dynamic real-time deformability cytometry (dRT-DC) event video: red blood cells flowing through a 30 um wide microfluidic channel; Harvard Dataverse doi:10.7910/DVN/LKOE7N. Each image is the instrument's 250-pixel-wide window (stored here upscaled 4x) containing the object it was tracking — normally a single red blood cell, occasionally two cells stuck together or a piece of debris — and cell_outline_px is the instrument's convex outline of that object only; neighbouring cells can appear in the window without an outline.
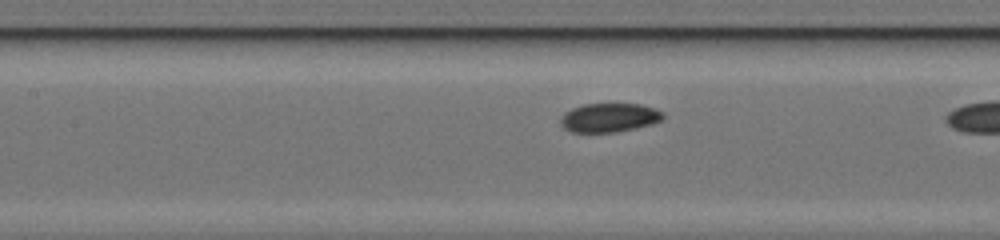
{"species": "common noctule bat (a hibernating species)", "species_latin": "Nyctalus noctula", "temperature_condition": "cold", "stored_images_in_passage": 14, "camera_frame_rate_fps": 3000, "um_per_image_px": 0.085, "animal": {"sex": "female", "body_mass_g": 17.0, "forearm_length_mm": 48.0}, "frame": {"image": 1, "passage_image": 12, "time_ms": 3.667, "image_size_px": [1000, 240], "cell_outline_px": [[664, 120], [652, 124], [636, 128], [616, 132], [572, 132], [564, 128], [560, 124], [560, 116], [564, 112], [572, 108], [584, 104], [640, 104], [656, 108], [664, 112]], "centroid_in_image_um": [51.81, 10.0], "position_along_channel_um": 155.6, "area_um2": 17.51}}